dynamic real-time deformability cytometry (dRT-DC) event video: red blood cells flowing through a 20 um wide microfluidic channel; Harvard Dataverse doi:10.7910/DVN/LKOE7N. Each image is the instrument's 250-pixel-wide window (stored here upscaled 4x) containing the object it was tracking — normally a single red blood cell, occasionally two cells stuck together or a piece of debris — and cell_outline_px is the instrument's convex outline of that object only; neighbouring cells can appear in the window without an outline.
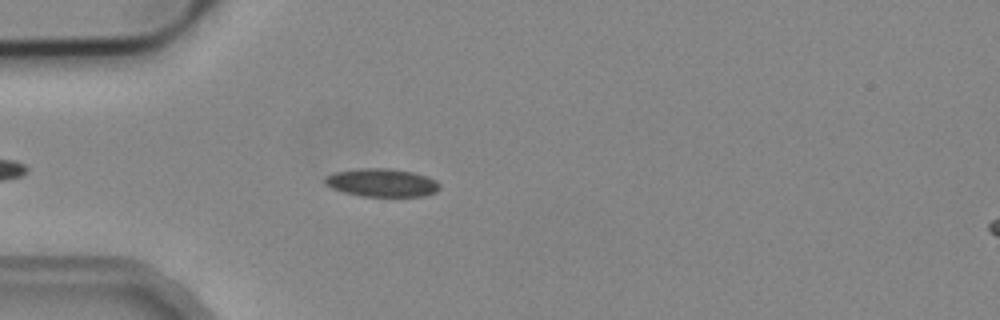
{"species": "common noctule bat (a hibernating species)", "species_latin": "Nyctalus noctula", "temperature_condition": "cold", "stored_images_in_passage": 1, "camera_frame_rate_fps": 3000, "um_per_image_px": 0.085, "animal": {"sex": "male", "body_mass_g": 19.2, "forearm_length_mm": 51.8}, "frame": {"image": 1, "passage_image": 1, "time_ms": 0.0, "image_size_px": [1000, 320], "cell_outline_px": [[440, 188], [436, 192], [424, 196], [360, 196], [344, 192], [332, 188], [324, 184], [324, 176], [336, 172], [360, 168], [392, 168], [412, 172], [436, 180], [440, 184]], "centroid_in_image_um": [32.44, 15.52], "position_along_channel_um": 52.6, "area_um2": 18.84}}